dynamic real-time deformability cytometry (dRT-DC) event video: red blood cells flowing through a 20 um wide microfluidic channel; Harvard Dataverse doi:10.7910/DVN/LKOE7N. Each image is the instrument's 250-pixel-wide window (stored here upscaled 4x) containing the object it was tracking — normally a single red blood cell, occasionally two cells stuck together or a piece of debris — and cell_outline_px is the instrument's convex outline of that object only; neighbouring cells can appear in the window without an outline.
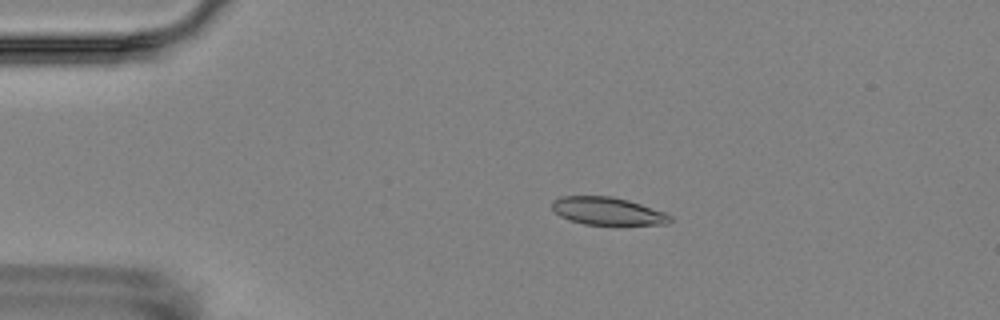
{"species": "Egyptian fruit bat (a non-hibernating species)", "species_latin": "Rousettus aegyptiacus", "temperature_condition": "room temperature", "stored_images_in_passage": 15, "camera_frame_rate_fps": 3000, "um_per_image_px": 0.085, "animal": {"sex": "female"}, "frame": {"image": 1, "passage_image": 3, "time_ms": 3.333, "image_size_px": [1000, 320], "cell_outline_px": [[672, 220], [668, 224], [584, 224], [568, 220], [560, 216], [552, 208], [552, 200], [560, 196], [612, 196], [628, 200], [664, 212], [672, 216]], "centroid_in_image_um": [51.61, 17.93], "position_along_channel_um": 33.4, "area_um2": 18.96}}
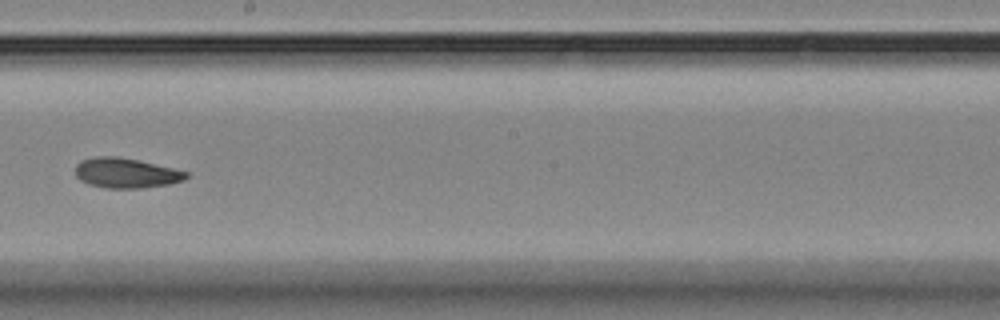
{"frame": {"image": 2, "passage_image": 9, "time_ms": 10.333, "image_size_px": [1000, 320], "cell_outline_px": [[188, 176], [184, 180], [168, 184], [140, 188], [108, 188], [88, 184], [80, 180], [76, 176], [76, 164], [80, 160], [96, 156], [116, 156], [140, 160], [188, 172]], "centroid_in_image_um": [10.69, 14.69], "position_along_channel_um": 237.5, "area_um2": 19.36}}
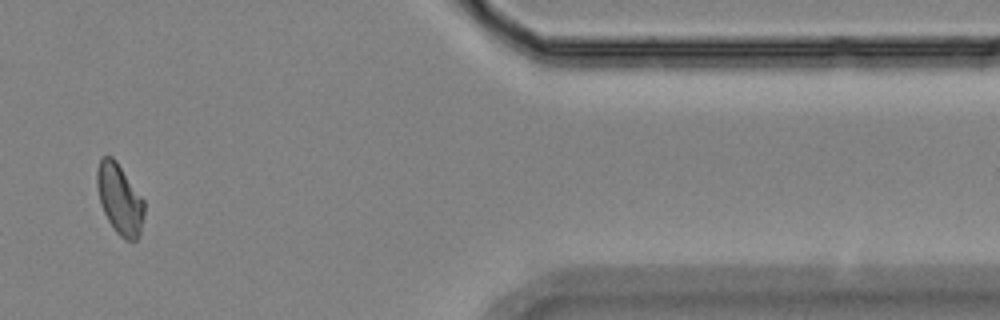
{"frame": {"image": 3, "passage_image": 14, "time_ms": 16.0, "image_size_px": [1000, 320], "cell_outline_px": [[144, 216], [140, 236], [136, 240], [124, 240], [116, 232], [108, 220], [100, 204], [96, 184], [96, 172], [100, 160], [104, 156], [112, 156], [116, 160], [144, 200]], "centroid_in_image_um": [10.17, 16.94], "position_along_channel_um": 401.2, "area_um2": 19.42}, "authors_computed_cell_mechanics": {"area_um2": 19.2474, "velocity_mm_per_s": 3.5378, "shape_relaxation_time_tau1_ms": 2.7613, "shape_relaxation_time_tau2_ms": 1.3169, "deformation_change_tau1": 0.1055, "deformation_change_tau2": 0.0721}}